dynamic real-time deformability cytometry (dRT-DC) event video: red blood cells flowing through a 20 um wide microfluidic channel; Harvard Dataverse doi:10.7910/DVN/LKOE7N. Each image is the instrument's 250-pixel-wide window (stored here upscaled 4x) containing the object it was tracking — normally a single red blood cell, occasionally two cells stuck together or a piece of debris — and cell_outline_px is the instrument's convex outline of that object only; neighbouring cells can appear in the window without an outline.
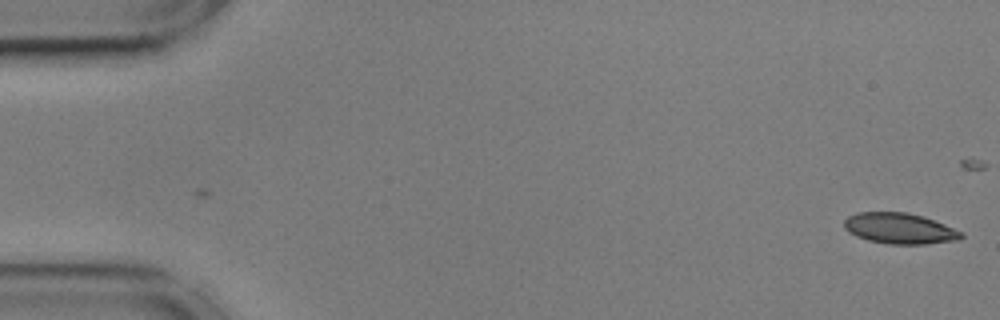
{"species": "common noctule bat (a hibernating species)", "species_latin": "Nyctalus noctula", "temperature_condition": "cold", "stored_images_in_passage": 4, "camera_frame_rate_fps": 3000, "um_per_image_px": 0.085, "animal": {"sex": "male", "body_mass_g": 17.9, "forearm_length_mm": 54.2}, "frame": {"image": 1, "passage_image": 4, "time_ms": 1.0, "image_size_px": [1000, 320], "cell_outline_px": [[964, 236], [960, 240], [924, 244], [888, 244], [868, 240], [856, 236], [848, 232], [844, 228], [844, 220], [848, 216], [856, 212], [908, 212], [924, 216], [964, 232]], "centroid_in_image_um": [76.48, 19.41], "position_along_channel_um": 8.5, "area_um2": 21.27}}